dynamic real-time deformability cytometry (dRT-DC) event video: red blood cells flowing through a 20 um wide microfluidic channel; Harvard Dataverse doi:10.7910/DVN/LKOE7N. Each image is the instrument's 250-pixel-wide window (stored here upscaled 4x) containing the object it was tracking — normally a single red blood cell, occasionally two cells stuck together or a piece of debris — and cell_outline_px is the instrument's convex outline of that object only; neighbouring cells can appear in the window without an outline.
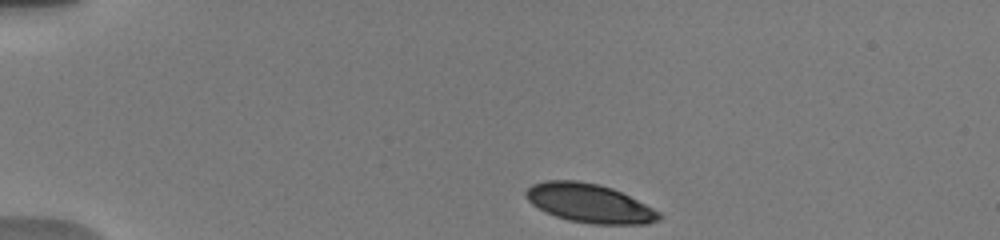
{"species": "human", "species_latin": "Homo sapiens", "temperature_condition": "warm", "stored_images_in_passage": 14, "camera_frame_rate_fps": 3000, "um_per_image_px": 0.085, "donor": {"sex": "male"}, "frame": {"image": 1, "passage_image": 1, "time_ms": 0.0, "image_size_px": [1000, 240], "cell_outline_px": [[664, 216], [660, 220], [648, 224], [592, 224], [568, 220], [544, 212], [532, 204], [524, 196], [524, 192], [532, 184], [544, 180], [576, 180], [600, 184], [612, 188], [660, 212]], "centroid_in_image_um": [50.08, 17.27], "position_along_channel_um": 34.9, "area_um2": 30.23}}
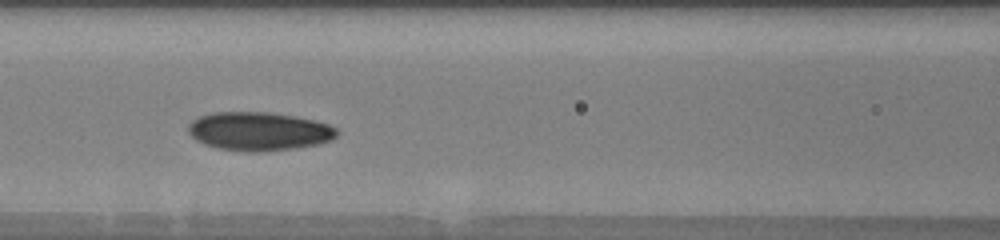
{"frame": {"image": 2, "passage_image": 11, "time_ms": 4.667, "image_size_px": [1000, 240], "cell_outline_px": [[340, 132], [332, 140], [320, 144], [296, 148], [260, 152], [252, 152], [220, 148], [204, 144], [196, 140], [188, 132], [188, 124], [192, 120], [200, 116], [212, 112], [268, 112], [296, 116], [328, 124], [336, 128]], "centroid_in_image_um": [22.03, 11.16], "position_along_channel_um": 144.6, "area_um2": 33.52}}
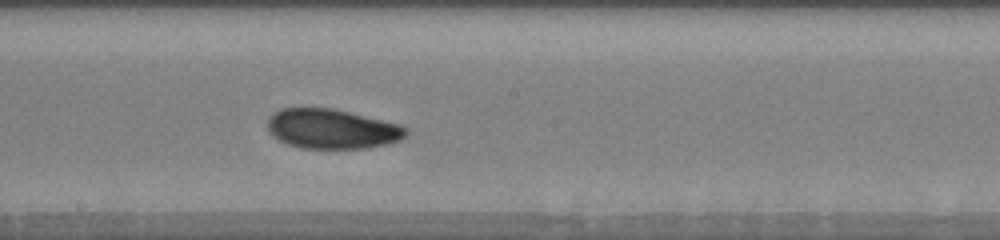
{"frame": {"image": 3, "passage_image": 14, "time_ms": 6.667, "image_size_px": [1000, 240], "cell_outline_px": [[408, 132], [400, 140], [388, 144], [368, 148], [300, 148], [288, 144], [272, 136], [268, 132], [268, 116], [272, 112], [280, 108], [332, 108], [400, 124], [408, 128]], "centroid_in_image_um": [28.2, 10.95], "position_along_channel_um": 220.0, "area_um2": 32.19}}